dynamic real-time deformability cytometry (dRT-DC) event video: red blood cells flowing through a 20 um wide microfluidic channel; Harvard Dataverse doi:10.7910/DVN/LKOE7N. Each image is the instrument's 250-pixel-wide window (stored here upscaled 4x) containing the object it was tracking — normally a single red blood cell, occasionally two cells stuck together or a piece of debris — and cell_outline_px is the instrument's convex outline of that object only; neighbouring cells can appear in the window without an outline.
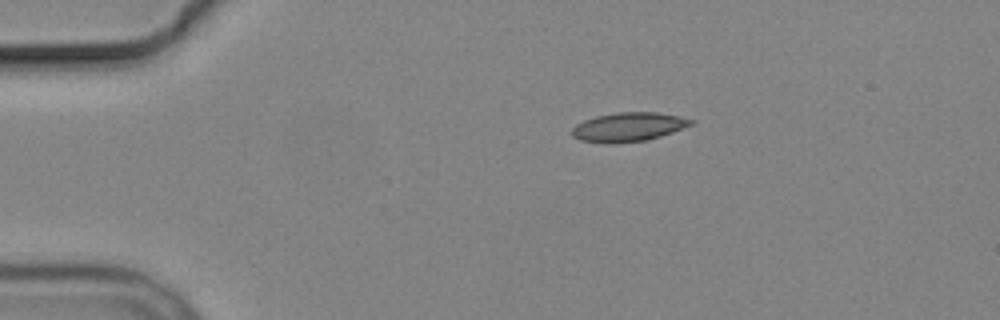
{"species": "common noctule bat (a hibernating species)", "species_latin": "Nyctalus noctula", "temperature_condition": "cold", "stored_images_in_passage": 5, "camera_frame_rate_fps": 3000, "um_per_image_px": 0.085, "animal": {"sex": "male", "body_mass_g": 19.2, "forearm_length_mm": 51.8}, "frame": {"image": 1, "passage_image": 1, "time_ms": 0.0, "image_size_px": [1000, 320], "cell_outline_px": [[696, 124], [648, 140], [612, 144], [580, 140], [572, 136], [572, 128], [576, 124], [584, 120], [596, 116], [616, 112], [656, 112], [696, 120]], "centroid_in_image_um": [53.43, 10.79], "position_along_channel_um": 31.6, "area_um2": 20.23}}
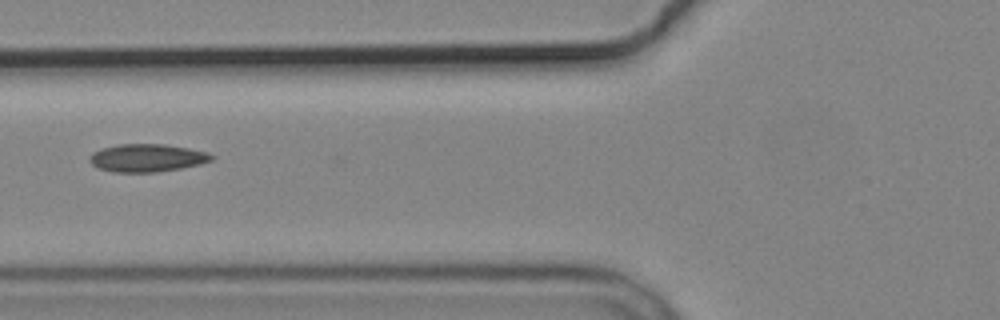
{"frame": {"image": 2, "passage_image": 4, "time_ms": 3.667, "image_size_px": [1000, 320], "cell_outline_px": [[216, 156], [212, 160], [200, 164], [180, 168], [156, 172], [112, 172], [100, 168], [92, 164], [88, 160], [88, 156], [92, 152], [100, 148], [116, 144], [164, 144], [188, 148], [208, 152]], "centroid_in_image_um": [12.48, 13.41], "position_along_channel_um": 113.3, "area_um2": 19.94}}
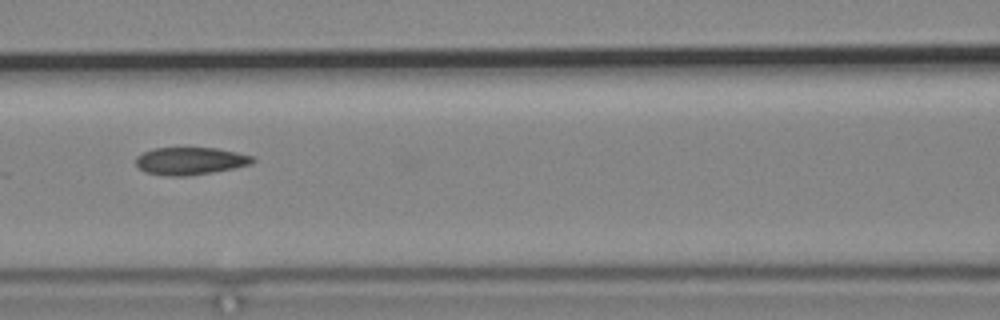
{"frame": {"image": 3, "passage_image": 5, "time_ms": 4.667, "image_size_px": [1000, 320], "cell_outline_px": [[256, 160], [252, 164], [236, 168], [212, 172], [184, 176], [168, 176], [144, 172], [136, 164], [136, 156], [152, 148], [216, 148], [236, 152], [252, 156]], "centroid_in_image_um": [16.18, 13.68], "position_along_channel_um": 150.4, "area_um2": 18.73}}